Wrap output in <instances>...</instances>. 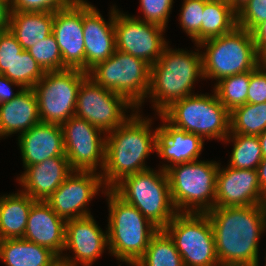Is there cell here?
Here are the masks:
<instances>
[{
  "mask_svg": "<svg viewBox=\"0 0 266 266\" xmlns=\"http://www.w3.org/2000/svg\"><path fill=\"white\" fill-rule=\"evenodd\" d=\"M211 222L220 266H259V239L266 229L261 205L214 207Z\"/></svg>",
  "mask_w": 266,
  "mask_h": 266,
  "instance_id": "1",
  "label": "cell"
},
{
  "mask_svg": "<svg viewBox=\"0 0 266 266\" xmlns=\"http://www.w3.org/2000/svg\"><path fill=\"white\" fill-rule=\"evenodd\" d=\"M23 167L53 157H66L61 125L39 122L18 136Z\"/></svg>",
  "mask_w": 266,
  "mask_h": 266,
  "instance_id": "21",
  "label": "cell"
},
{
  "mask_svg": "<svg viewBox=\"0 0 266 266\" xmlns=\"http://www.w3.org/2000/svg\"><path fill=\"white\" fill-rule=\"evenodd\" d=\"M23 51L10 30L0 32V74L11 73V61Z\"/></svg>",
  "mask_w": 266,
  "mask_h": 266,
  "instance_id": "39",
  "label": "cell"
},
{
  "mask_svg": "<svg viewBox=\"0 0 266 266\" xmlns=\"http://www.w3.org/2000/svg\"><path fill=\"white\" fill-rule=\"evenodd\" d=\"M54 12L11 11L9 30L23 50L52 34Z\"/></svg>",
  "mask_w": 266,
  "mask_h": 266,
  "instance_id": "26",
  "label": "cell"
},
{
  "mask_svg": "<svg viewBox=\"0 0 266 266\" xmlns=\"http://www.w3.org/2000/svg\"><path fill=\"white\" fill-rule=\"evenodd\" d=\"M262 188L255 169H234L227 165L216 176L215 207L260 205Z\"/></svg>",
  "mask_w": 266,
  "mask_h": 266,
  "instance_id": "18",
  "label": "cell"
},
{
  "mask_svg": "<svg viewBox=\"0 0 266 266\" xmlns=\"http://www.w3.org/2000/svg\"><path fill=\"white\" fill-rule=\"evenodd\" d=\"M258 66L266 71V48H263L259 53H258Z\"/></svg>",
  "mask_w": 266,
  "mask_h": 266,
  "instance_id": "45",
  "label": "cell"
},
{
  "mask_svg": "<svg viewBox=\"0 0 266 266\" xmlns=\"http://www.w3.org/2000/svg\"><path fill=\"white\" fill-rule=\"evenodd\" d=\"M260 205L266 209V187L262 191V197L260 201Z\"/></svg>",
  "mask_w": 266,
  "mask_h": 266,
  "instance_id": "48",
  "label": "cell"
},
{
  "mask_svg": "<svg viewBox=\"0 0 266 266\" xmlns=\"http://www.w3.org/2000/svg\"><path fill=\"white\" fill-rule=\"evenodd\" d=\"M266 20V0H249L237 12V27L251 31Z\"/></svg>",
  "mask_w": 266,
  "mask_h": 266,
  "instance_id": "37",
  "label": "cell"
},
{
  "mask_svg": "<svg viewBox=\"0 0 266 266\" xmlns=\"http://www.w3.org/2000/svg\"><path fill=\"white\" fill-rule=\"evenodd\" d=\"M88 76L103 88L124 96L140 110L149 90L150 65L116 49L107 60L91 68Z\"/></svg>",
  "mask_w": 266,
  "mask_h": 266,
  "instance_id": "9",
  "label": "cell"
},
{
  "mask_svg": "<svg viewBox=\"0 0 266 266\" xmlns=\"http://www.w3.org/2000/svg\"><path fill=\"white\" fill-rule=\"evenodd\" d=\"M266 129V102L234 108L230 112V133L260 135Z\"/></svg>",
  "mask_w": 266,
  "mask_h": 266,
  "instance_id": "31",
  "label": "cell"
},
{
  "mask_svg": "<svg viewBox=\"0 0 266 266\" xmlns=\"http://www.w3.org/2000/svg\"><path fill=\"white\" fill-rule=\"evenodd\" d=\"M250 32L259 53L263 48H266V20L257 24Z\"/></svg>",
  "mask_w": 266,
  "mask_h": 266,
  "instance_id": "42",
  "label": "cell"
},
{
  "mask_svg": "<svg viewBox=\"0 0 266 266\" xmlns=\"http://www.w3.org/2000/svg\"><path fill=\"white\" fill-rule=\"evenodd\" d=\"M166 46L159 59L150 66V85L146 98H151L157 115L173 102L193 95V85L203 77L202 55ZM149 95V96H148Z\"/></svg>",
  "mask_w": 266,
  "mask_h": 266,
  "instance_id": "3",
  "label": "cell"
},
{
  "mask_svg": "<svg viewBox=\"0 0 266 266\" xmlns=\"http://www.w3.org/2000/svg\"><path fill=\"white\" fill-rule=\"evenodd\" d=\"M12 85L19 87V90L16 93L13 92ZM22 89L23 88L19 84L0 74V104L6 101H11Z\"/></svg>",
  "mask_w": 266,
  "mask_h": 266,
  "instance_id": "41",
  "label": "cell"
},
{
  "mask_svg": "<svg viewBox=\"0 0 266 266\" xmlns=\"http://www.w3.org/2000/svg\"><path fill=\"white\" fill-rule=\"evenodd\" d=\"M93 216L66 221L64 250H72L74 256H61L60 260L69 266H91L102 256L108 245V232L102 231Z\"/></svg>",
  "mask_w": 266,
  "mask_h": 266,
  "instance_id": "16",
  "label": "cell"
},
{
  "mask_svg": "<svg viewBox=\"0 0 266 266\" xmlns=\"http://www.w3.org/2000/svg\"><path fill=\"white\" fill-rule=\"evenodd\" d=\"M158 116L163 125L158 127L155 152L163 160L170 162L160 167L167 171L174 165L197 161L205 140L199 135L173 126L161 114Z\"/></svg>",
  "mask_w": 266,
  "mask_h": 266,
  "instance_id": "20",
  "label": "cell"
},
{
  "mask_svg": "<svg viewBox=\"0 0 266 266\" xmlns=\"http://www.w3.org/2000/svg\"><path fill=\"white\" fill-rule=\"evenodd\" d=\"M258 180L262 190L266 187V157L262 159L257 168Z\"/></svg>",
  "mask_w": 266,
  "mask_h": 266,
  "instance_id": "44",
  "label": "cell"
},
{
  "mask_svg": "<svg viewBox=\"0 0 266 266\" xmlns=\"http://www.w3.org/2000/svg\"><path fill=\"white\" fill-rule=\"evenodd\" d=\"M163 230L173 240L184 266H220L207 213L178 212Z\"/></svg>",
  "mask_w": 266,
  "mask_h": 266,
  "instance_id": "10",
  "label": "cell"
},
{
  "mask_svg": "<svg viewBox=\"0 0 266 266\" xmlns=\"http://www.w3.org/2000/svg\"><path fill=\"white\" fill-rule=\"evenodd\" d=\"M35 201L22 190L0 196V240L23 238Z\"/></svg>",
  "mask_w": 266,
  "mask_h": 266,
  "instance_id": "27",
  "label": "cell"
},
{
  "mask_svg": "<svg viewBox=\"0 0 266 266\" xmlns=\"http://www.w3.org/2000/svg\"><path fill=\"white\" fill-rule=\"evenodd\" d=\"M52 34L67 69L85 71L83 34V0H73L66 8L54 12Z\"/></svg>",
  "mask_w": 266,
  "mask_h": 266,
  "instance_id": "17",
  "label": "cell"
},
{
  "mask_svg": "<svg viewBox=\"0 0 266 266\" xmlns=\"http://www.w3.org/2000/svg\"><path fill=\"white\" fill-rule=\"evenodd\" d=\"M258 139L260 142V147L262 150L263 158H265L266 157V129L260 135H258Z\"/></svg>",
  "mask_w": 266,
  "mask_h": 266,
  "instance_id": "46",
  "label": "cell"
},
{
  "mask_svg": "<svg viewBox=\"0 0 266 266\" xmlns=\"http://www.w3.org/2000/svg\"><path fill=\"white\" fill-rule=\"evenodd\" d=\"M266 102V71L259 66L250 71L247 103L261 104Z\"/></svg>",
  "mask_w": 266,
  "mask_h": 266,
  "instance_id": "40",
  "label": "cell"
},
{
  "mask_svg": "<svg viewBox=\"0 0 266 266\" xmlns=\"http://www.w3.org/2000/svg\"><path fill=\"white\" fill-rule=\"evenodd\" d=\"M116 49L142 59L152 66L168 45L163 37L165 28L121 13L115 6Z\"/></svg>",
  "mask_w": 266,
  "mask_h": 266,
  "instance_id": "14",
  "label": "cell"
},
{
  "mask_svg": "<svg viewBox=\"0 0 266 266\" xmlns=\"http://www.w3.org/2000/svg\"><path fill=\"white\" fill-rule=\"evenodd\" d=\"M205 0H183L180 10V25L196 45L200 44V29Z\"/></svg>",
  "mask_w": 266,
  "mask_h": 266,
  "instance_id": "35",
  "label": "cell"
},
{
  "mask_svg": "<svg viewBox=\"0 0 266 266\" xmlns=\"http://www.w3.org/2000/svg\"><path fill=\"white\" fill-rule=\"evenodd\" d=\"M88 72L78 69L48 71L33 87L41 122L62 125L75 116L77 94Z\"/></svg>",
  "mask_w": 266,
  "mask_h": 266,
  "instance_id": "11",
  "label": "cell"
},
{
  "mask_svg": "<svg viewBox=\"0 0 266 266\" xmlns=\"http://www.w3.org/2000/svg\"><path fill=\"white\" fill-rule=\"evenodd\" d=\"M138 112H132L122 125L106 133L105 165L103 172L99 171L106 189L127 175L150 169L145 160L156 150L158 127L152 131V119Z\"/></svg>",
  "mask_w": 266,
  "mask_h": 266,
  "instance_id": "2",
  "label": "cell"
},
{
  "mask_svg": "<svg viewBox=\"0 0 266 266\" xmlns=\"http://www.w3.org/2000/svg\"><path fill=\"white\" fill-rule=\"evenodd\" d=\"M161 115L173 126L204 140L224 139L230 134V111L216 93L193 94L173 102Z\"/></svg>",
  "mask_w": 266,
  "mask_h": 266,
  "instance_id": "7",
  "label": "cell"
},
{
  "mask_svg": "<svg viewBox=\"0 0 266 266\" xmlns=\"http://www.w3.org/2000/svg\"><path fill=\"white\" fill-rule=\"evenodd\" d=\"M99 188L102 193L106 190L101 173L73 171L46 202L65 221L87 217L91 215L87 205Z\"/></svg>",
  "mask_w": 266,
  "mask_h": 266,
  "instance_id": "15",
  "label": "cell"
},
{
  "mask_svg": "<svg viewBox=\"0 0 266 266\" xmlns=\"http://www.w3.org/2000/svg\"><path fill=\"white\" fill-rule=\"evenodd\" d=\"M204 79H220L252 71L258 66V52L251 32L236 27L228 34L201 42Z\"/></svg>",
  "mask_w": 266,
  "mask_h": 266,
  "instance_id": "8",
  "label": "cell"
},
{
  "mask_svg": "<svg viewBox=\"0 0 266 266\" xmlns=\"http://www.w3.org/2000/svg\"><path fill=\"white\" fill-rule=\"evenodd\" d=\"M237 27V12L225 0H205L200 43L228 34Z\"/></svg>",
  "mask_w": 266,
  "mask_h": 266,
  "instance_id": "28",
  "label": "cell"
},
{
  "mask_svg": "<svg viewBox=\"0 0 266 266\" xmlns=\"http://www.w3.org/2000/svg\"><path fill=\"white\" fill-rule=\"evenodd\" d=\"M73 0H10L11 11L56 12L66 8Z\"/></svg>",
  "mask_w": 266,
  "mask_h": 266,
  "instance_id": "38",
  "label": "cell"
},
{
  "mask_svg": "<svg viewBox=\"0 0 266 266\" xmlns=\"http://www.w3.org/2000/svg\"><path fill=\"white\" fill-rule=\"evenodd\" d=\"M250 71L227 76L215 83L213 92L219 101L231 112L234 108L247 103Z\"/></svg>",
  "mask_w": 266,
  "mask_h": 266,
  "instance_id": "32",
  "label": "cell"
},
{
  "mask_svg": "<svg viewBox=\"0 0 266 266\" xmlns=\"http://www.w3.org/2000/svg\"><path fill=\"white\" fill-rule=\"evenodd\" d=\"M128 108L137 110L124 96L103 88L88 76L77 94L75 116L109 133L130 117L125 114Z\"/></svg>",
  "mask_w": 266,
  "mask_h": 266,
  "instance_id": "12",
  "label": "cell"
},
{
  "mask_svg": "<svg viewBox=\"0 0 266 266\" xmlns=\"http://www.w3.org/2000/svg\"><path fill=\"white\" fill-rule=\"evenodd\" d=\"M16 180L34 200L46 201L73 172L67 157H53L27 166Z\"/></svg>",
  "mask_w": 266,
  "mask_h": 266,
  "instance_id": "22",
  "label": "cell"
},
{
  "mask_svg": "<svg viewBox=\"0 0 266 266\" xmlns=\"http://www.w3.org/2000/svg\"><path fill=\"white\" fill-rule=\"evenodd\" d=\"M173 0H140L142 21L157 24L166 29Z\"/></svg>",
  "mask_w": 266,
  "mask_h": 266,
  "instance_id": "36",
  "label": "cell"
},
{
  "mask_svg": "<svg viewBox=\"0 0 266 266\" xmlns=\"http://www.w3.org/2000/svg\"><path fill=\"white\" fill-rule=\"evenodd\" d=\"M54 266H69L68 264L64 263L63 261H59L58 263H56Z\"/></svg>",
  "mask_w": 266,
  "mask_h": 266,
  "instance_id": "49",
  "label": "cell"
},
{
  "mask_svg": "<svg viewBox=\"0 0 266 266\" xmlns=\"http://www.w3.org/2000/svg\"><path fill=\"white\" fill-rule=\"evenodd\" d=\"M150 222L164 229L178 213L173 205L167 172L160 168L123 177L111 188Z\"/></svg>",
  "mask_w": 266,
  "mask_h": 266,
  "instance_id": "5",
  "label": "cell"
},
{
  "mask_svg": "<svg viewBox=\"0 0 266 266\" xmlns=\"http://www.w3.org/2000/svg\"><path fill=\"white\" fill-rule=\"evenodd\" d=\"M109 207L108 250L117 260L130 266L144 255L151 238L159 231L136 207L106 189Z\"/></svg>",
  "mask_w": 266,
  "mask_h": 266,
  "instance_id": "4",
  "label": "cell"
},
{
  "mask_svg": "<svg viewBox=\"0 0 266 266\" xmlns=\"http://www.w3.org/2000/svg\"><path fill=\"white\" fill-rule=\"evenodd\" d=\"M65 156L73 171H91L105 165L106 133L73 116L62 125ZM104 135L103 137L101 136Z\"/></svg>",
  "mask_w": 266,
  "mask_h": 266,
  "instance_id": "13",
  "label": "cell"
},
{
  "mask_svg": "<svg viewBox=\"0 0 266 266\" xmlns=\"http://www.w3.org/2000/svg\"><path fill=\"white\" fill-rule=\"evenodd\" d=\"M10 15V0H0V32L9 30Z\"/></svg>",
  "mask_w": 266,
  "mask_h": 266,
  "instance_id": "43",
  "label": "cell"
},
{
  "mask_svg": "<svg viewBox=\"0 0 266 266\" xmlns=\"http://www.w3.org/2000/svg\"><path fill=\"white\" fill-rule=\"evenodd\" d=\"M0 259L6 266H54L60 261L51 249L23 238L0 240Z\"/></svg>",
  "mask_w": 266,
  "mask_h": 266,
  "instance_id": "25",
  "label": "cell"
},
{
  "mask_svg": "<svg viewBox=\"0 0 266 266\" xmlns=\"http://www.w3.org/2000/svg\"><path fill=\"white\" fill-rule=\"evenodd\" d=\"M40 122L38 100L33 89H22L11 101L0 104V138L28 131Z\"/></svg>",
  "mask_w": 266,
  "mask_h": 266,
  "instance_id": "24",
  "label": "cell"
},
{
  "mask_svg": "<svg viewBox=\"0 0 266 266\" xmlns=\"http://www.w3.org/2000/svg\"><path fill=\"white\" fill-rule=\"evenodd\" d=\"M219 162L197 160L170 167L166 172L177 212L206 213L215 207Z\"/></svg>",
  "mask_w": 266,
  "mask_h": 266,
  "instance_id": "6",
  "label": "cell"
},
{
  "mask_svg": "<svg viewBox=\"0 0 266 266\" xmlns=\"http://www.w3.org/2000/svg\"><path fill=\"white\" fill-rule=\"evenodd\" d=\"M134 266H184L173 240L163 230L151 238L144 255Z\"/></svg>",
  "mask_w": 266,
  "mask_h": 266,
  "instance_id": "30",
  "label": "cell"
},
{
  "mask_svg": "<svg viewBox=\"0 0 266 266\" xmlns=\"http://www.w3.org/2000/svg\"><path fill=\"white\" fill-rule=\"evenodd\" d=\"M249 0H229L233 9L238 12Z\"/></svg>",
  "mask_w": 266,
  "mask_h": 266,
  "instance_id": "47",
  "label": "cell"
},
{
  "mask_svg": "<svg viewBox=\"0 0 266 266\" xmlns=\"http://www.w3.org/2000/svg\"><path fill=\"white\" fill-rule=\"evenodd\" d=\"M2 75L19 84L23 89H33L34 85L45 75V71L28 51L23 50L11 61V73Z\"/></svg>",
  "mask_w": 266,
  "mask_h": 266,
  "instance_id": "33",
  "label": "cell"
},
{
  "mask_svg": "<svg viewBox=\"0 0 266 266\" xmlns=\"http://www.w3.org/2000/svg\"><path fill=\"white\" fill-rule=\"evenodd\" d=\"M233 142L228 166L234 169H255L263 159L258 136L230 133L223 142Z\"/></svg>",
  "mask_w": 266,
  "mask_h": 266,
  "instance_id": "29",
  "label": "cell"
},
{
  "mask_svg": "<svg viewBox=\"0 0 266 266\" xmlns=\"http://www.w3.org/2000/svg\"><path fill=\"white\" fill-rule=\"evenodd\" d=\"M106 22L94 5L83 0V34L85 46V72L97 63L107 60L116 50L115 7H111Z\"/></svg>",
  "mask_w": 266,
  "mask_h": 266,
  "instance_id": "19",
  "label": "cell"
},
{
  "mask_svg": "<svg viewBox=\"0 0 266 266\" xmlns=\"http://www.w3.org/2000/svg\"><path fill=\"white\" fill-rule=\"evenodd\" d=\"M66 221L46 201L36 200L29 212L23 239L47 247L63 256Z\"/></svg>",
  "mask_w": 266,
  "mask_h": 266,
  "instance_id": "23",
  "label": "cell"
},
{
  "mask_svg": "<svg viewBox=\"0 0 266 266\" xmlns=\"http://www.w3.org/2000/svg\"><path fill=\"white\" fill-rule=\"evenodd\" d=\"M26 51L30 53L45 72L67 69L63 65L62 55L53 34L44 40H40Z\"/></svg>",
  "mask_w": 266,
  "mask_h": 266,
  "instance_id": "34",
  "label": "cell"
}]
</instances>
